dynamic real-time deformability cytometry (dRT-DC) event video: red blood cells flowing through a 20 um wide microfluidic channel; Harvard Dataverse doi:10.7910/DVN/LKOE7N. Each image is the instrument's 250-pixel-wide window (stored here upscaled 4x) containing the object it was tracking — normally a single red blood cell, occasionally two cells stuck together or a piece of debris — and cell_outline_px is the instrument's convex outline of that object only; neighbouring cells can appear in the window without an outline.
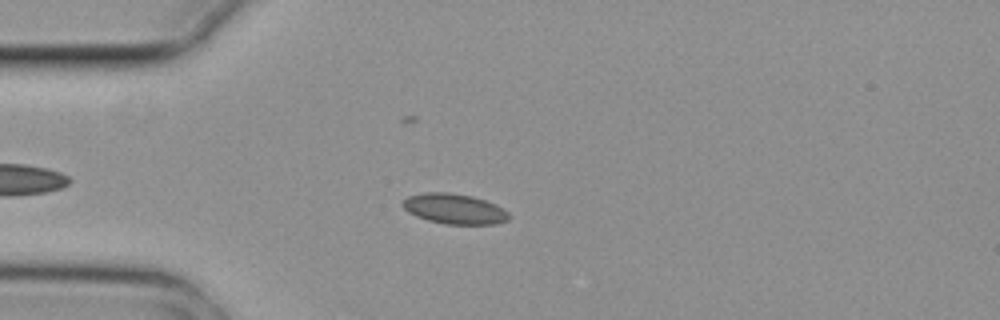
{"species": "common noctule bat (a hibernating species)", "species_latin": "Nyctalus noctula", "temperature_condition": "cold", "stored_images_in_passage": 6, "camera_frame_rate_fps": 3000, "um_per_image_px": 0.085, "animal": {"sex": "female", "body_mass_g": 29.2, "forearm_length_mm": 56.3}, "frame": {"image": 1, "passage_image": 4, "time_ms": 1.0, "image_size_px": [1000, 320], "cell_outline_px": [[508, 220], [496, 224], [444, 224], [428, 220], [416, 216], [408, 212], [400, 204], [408, 196], [424, 192], [448, 192], [472, 196], [496, 204], [508, 212]], "centroid_in_image_um": [38.6, 17.75], "position_along_channel_um": 46.4, "area_um2": 18.73}}
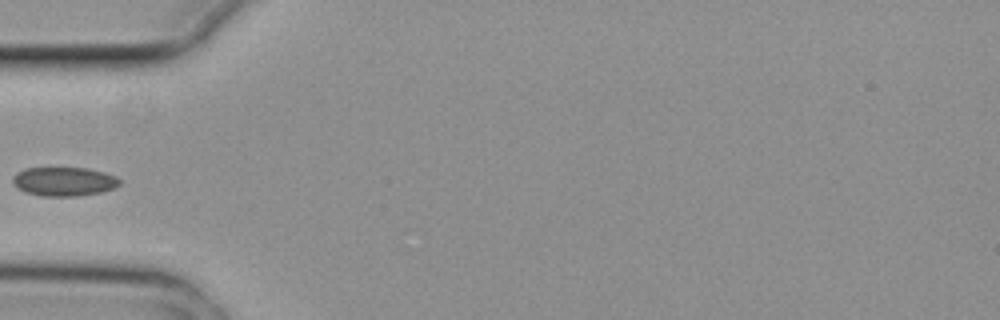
{"frame": {"image": 2, "passage_image": 5, "time_ms": 1.333, "image_size_px": [1000, 320], "cell_outline_px": [[120, 184], [112, 188], [100, 192], [76, 196], [44, 196], [24, 192], [16, 188], [12, 184], [12, 176], [16, 172], [24, 168], [88, 168], [104, 172], [116, 176], [120, 180]], "centroid_in_image_um": [5.38, 15.42], "position_along_channel_um": 79.6, "area_um2": 18.15}}
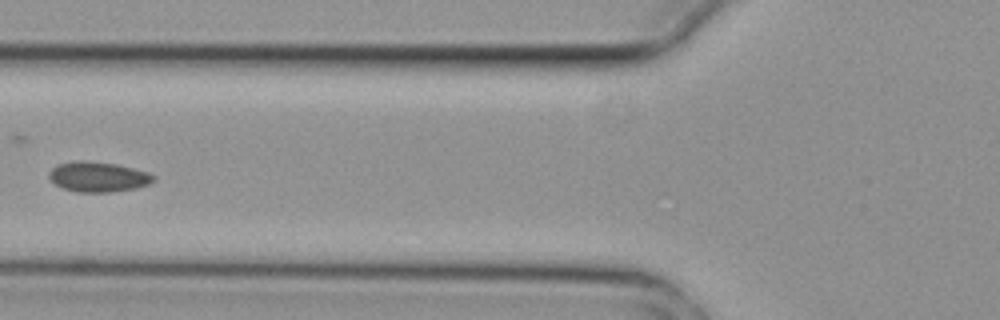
{"frame": {"image": 3, "passage_image": 6, "time_ms": 1.667, "image_size_px": [1000, 320], "cell_outline_px": [[156, 180], [148, 184], [136, 188], [108, 192], [76, 192], [64, 188], [56, 184], [48, 176], [48, 172], [56, 164], [80, 160], [116, 164], [148, 172], [156, 176]], "centroid_in_image_um": [8.34, 15.03], "position_along_channel_um": 117.5, "area_um2": 18.26}}